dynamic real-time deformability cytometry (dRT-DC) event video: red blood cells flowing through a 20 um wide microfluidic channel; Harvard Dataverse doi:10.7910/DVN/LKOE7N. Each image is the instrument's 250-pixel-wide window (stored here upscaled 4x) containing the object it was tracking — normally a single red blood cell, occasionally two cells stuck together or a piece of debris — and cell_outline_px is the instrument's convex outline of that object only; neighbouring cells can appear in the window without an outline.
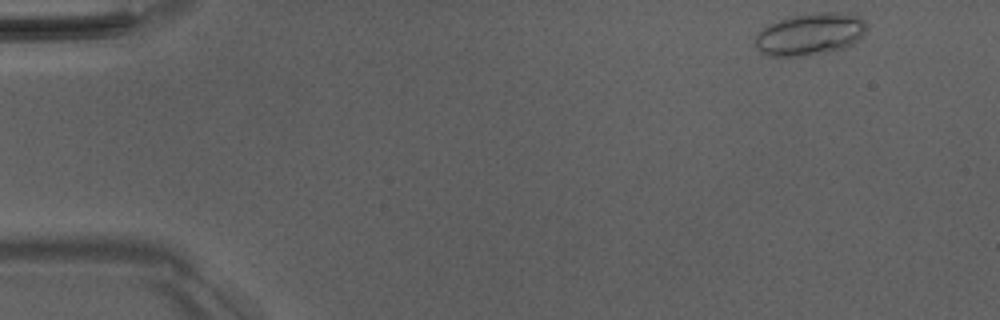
{"species": "Egyptian fruit bat (a non-hibernating species)", "species_latin": "Rousettus aegyptiacus", "temperature_condition": "room temperature", "stored_images_in_passage": 48, "camera_frame_rate_fps": 3000, "um_per_image_px": 0.085, "animal": {"sex": "male"}, "frame": {"image": 1, "passage_image": 1, "time_ms": 0.0, "image_size_px": [1000, 320], "cell_outline_px": [[868, 28], [852, 44], [844, 48], [804, 56], [768, 56], [756, 48], [756, 36], [764, 28], [780, 20], [792, 16], [820, 12], [836, 12], [860, 16], [864, 20]], "centroid_in_image_um": [68.88, 2.9], "position_along_channel_um": 16.1, "area_um2": 26.88}}
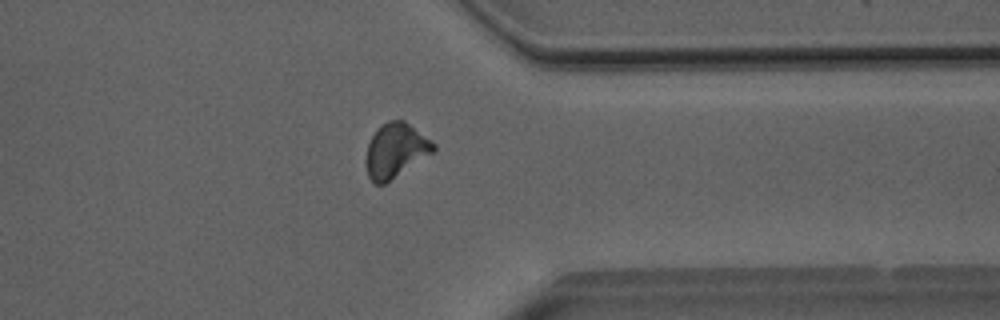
{"frame": {"image": 2, "passage_image": 37, "time_ms": 12.0, "image_size_px": [1000, 320], "cell_outline_px": [[436, 152], [384, 184], [376, 184], [368, 176], [364, 160], [368, 144], [376, 128], [380, 124], [388, 120], [404, 120], [436, 144]], "centroid_in_image_um": [33.62, 12.78], "position_along_channel_um": 377.8, "area_um2": 21.68}}
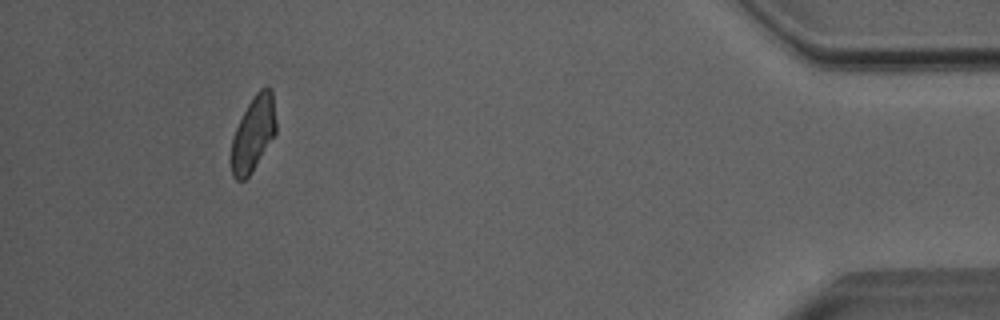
{"frame": {"image": 3, "passage_image": 44, "time_ms": 14.333, "image_size_px": [1000, 320], "cell_outline_px": [[276, 132], [252, 172], [244, 180], [236, 180], [232, 176], [232, 136], [248, 104], [256, 92], [260, 88], [268, 84], [272, 88], [276, 120]], "centroid_in_image_um": [21.55, 11.32], "position_along_channel_um": 413.7, "area_um2": 19.48}, "authors_computed_cell_mechanics": {"area_um2": 21.097, "velocity_mm_per_s": 4.0272, "shape_relaxation_time_tau1_ms": 5.4115, "shape_relaxation_time_tau2_ms": 2.2279, "deformation_change_tau1": 0.1651, "deformation_change_tau2": 0.0759}}